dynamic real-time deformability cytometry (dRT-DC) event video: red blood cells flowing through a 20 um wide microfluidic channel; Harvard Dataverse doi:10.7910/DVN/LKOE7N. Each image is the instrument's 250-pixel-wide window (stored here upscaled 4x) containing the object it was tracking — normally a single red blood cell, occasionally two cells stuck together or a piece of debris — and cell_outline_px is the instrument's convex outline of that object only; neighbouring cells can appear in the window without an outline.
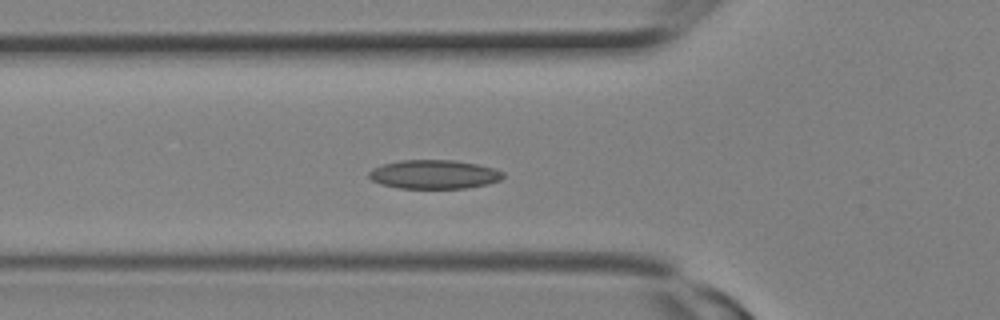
{"species": "Egyptian fruit bat (a non-hibernating species)", "species_latin": "Rousettus aegyptiacus", "temperature_condition": "room temperature", "stored_images_in_passage": 11, "camera_frame_rate_fps": 3000, "um_per_image_px": 0.085, "animal": {"sex": "female"}, "frame": {"image": 1, "passage_image": 5, "time_ms": 1.333, "image_size_px": [1000, 320], "cell_outline_px": [[504, 176], [500, 180], [488, 184], [468, 188], [400, 188], [380, 184], [372, 180], [368, 176], [368, 172], [372, 168], [384, 164], [400, 160], [456, 160], [496, 168], [504, 172]], "centroid_in_image_um": [36.91, 14.82], "position_along_channel_um": 88.9, "area_um2": 22.72}}
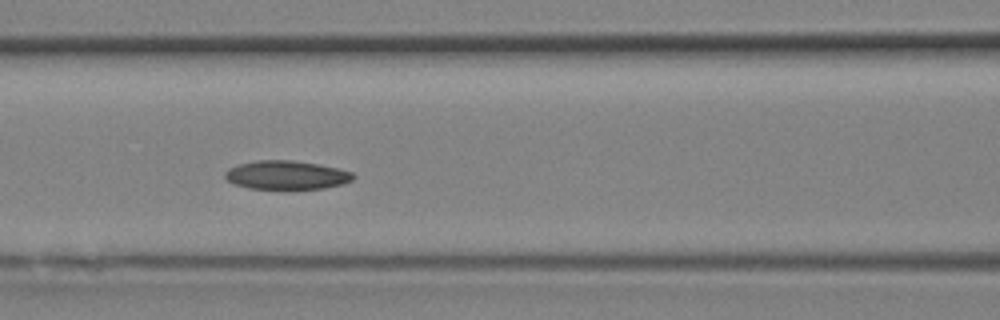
{"frame": {"image": 2, "passage_image": 7, "time_ms": 2.0, "image_size_px": [1000, 320], "cell_outline_px": [[356, 176], [352, 180], [344, 184], [324, 188], [284, 192], [248, 188], [232, 184], [224, 176], [224, 172], [228, 168], [240, 164], [256, 160], [292, 160], [316, 164], [336, 168], [352, 172]], "centroid_in_image_um": [24.33, 14.93], "position_along_channel_um": 142.3, "area_um2": 22.37}}
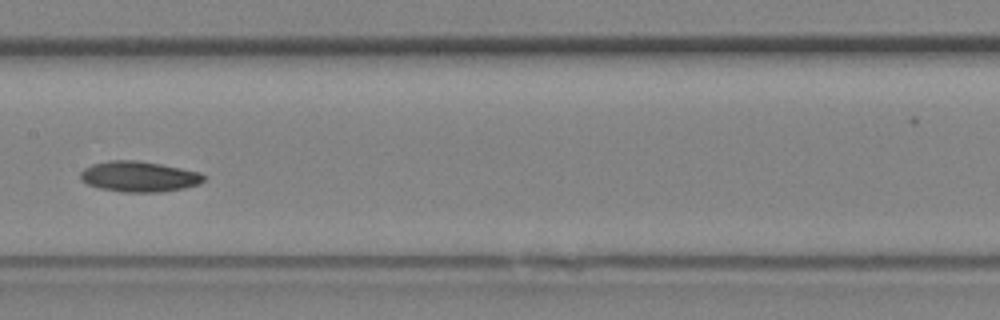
{"frame": {"image": 3, "passage_image": 9, "time_ms": 2.667, "image_size_px": [1000, 320], "cell_outline_px": [[204, 180], [200, 184], [184, 188], [160, 192], [124, 192], [100, 188], [88, 184], [80, 180], [80, 172], [84, 168], [92, 164], [108, 160], [136, 160], [160, 164], [200, 172], [204, 176]], "centroid_in_image_um": [11.8, 15.0], "position_along_channel_um": 195.6, "area_um2": 21.96}}